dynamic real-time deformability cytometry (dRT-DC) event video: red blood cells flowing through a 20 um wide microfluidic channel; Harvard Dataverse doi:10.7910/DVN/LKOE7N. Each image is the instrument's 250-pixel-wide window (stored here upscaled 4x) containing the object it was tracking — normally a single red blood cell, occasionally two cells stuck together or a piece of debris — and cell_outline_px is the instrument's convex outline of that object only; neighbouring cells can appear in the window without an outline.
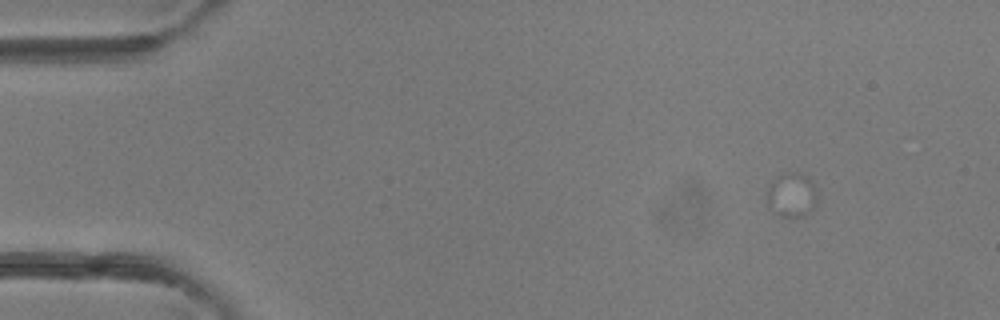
{"species": "common noctule bat (a hibernating species)", "species_latin": "Nyctalus noctula", "temperature_condition": "room temperature", "stored_images_in_passage": 4, "camera_frame_rate_fps": 3000, "um_per_image_px": 0.085, "animal": {"sex": "female"}, "frame": {"image": 1, "passage_image": 1, "time_ms": 0.0, "image_size_px": [1000, 320], "cell_outline_px": [[816, 200], [812, 208], [808, 212], [800, 216], [780, 216], [768, 208], [768, 184], [780, 176], [804, 176], [812, 180], [816, 192]], "centroid_in_image_um": [67.27, 16.64], "position_along_channel_um": 17.7, "area_um2": 12.14}}